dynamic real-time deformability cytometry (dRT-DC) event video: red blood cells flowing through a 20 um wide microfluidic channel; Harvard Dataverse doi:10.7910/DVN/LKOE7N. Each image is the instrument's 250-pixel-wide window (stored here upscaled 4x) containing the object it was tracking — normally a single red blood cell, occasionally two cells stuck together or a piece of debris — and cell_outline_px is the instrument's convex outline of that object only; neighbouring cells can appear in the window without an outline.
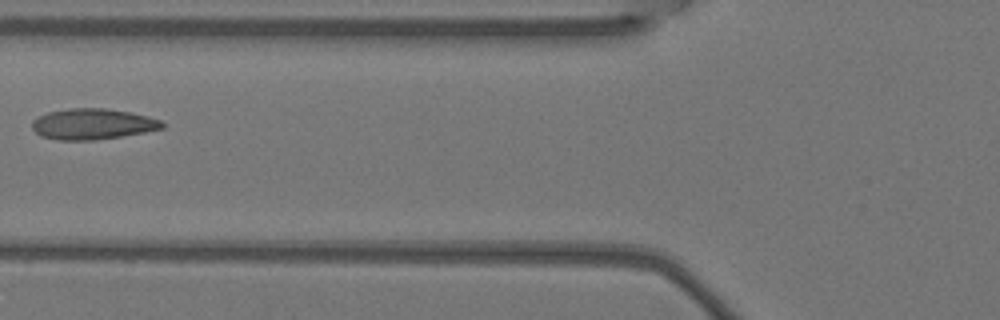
{"species": "Egyptian fruit bat (a non-hibernating species)", "species_latin": "Rousettus aegyptiacus", "temperature_condition": "warm", "stored_images_in_passage": 6, "camera_frame_rate_fps": 3000, "um_per_image_px": 0.085, "animal": {"sex": "female"}, "frame": {"image": 1, "passage_image": 6, "time_ms": 1.667, "image_size_px": [1000, 320], "cell_outline_px": [[164, 128], [144, 132], [120, 136], [92, 140], [60, 140], [40, 136], [32, 128], [32, 120], [48, 112], [68, 108], [104, 108], [128, 112], [148, 116], [160, 120], [164, 124]], "centroid_in_image_um": [7.85, 10.54], "position_along_channel_um": 117.9, "area_um2": 23.18}}